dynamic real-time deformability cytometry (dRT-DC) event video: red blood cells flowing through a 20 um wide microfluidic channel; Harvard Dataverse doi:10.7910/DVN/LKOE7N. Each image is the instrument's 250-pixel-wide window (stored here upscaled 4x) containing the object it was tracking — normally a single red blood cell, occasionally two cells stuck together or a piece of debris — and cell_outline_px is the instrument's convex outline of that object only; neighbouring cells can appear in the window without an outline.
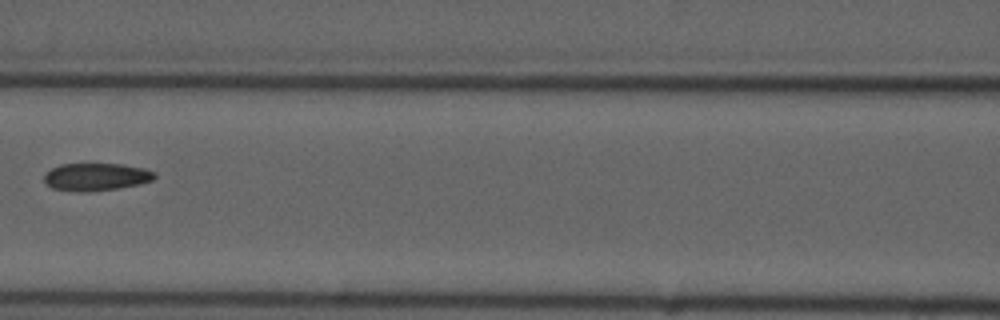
{"species": "common noctule bat (a hibernating species)", "species_latin": "Nyctalus noctula", "temperature_condition": "cold", "stored_images_in_passage": 4, "camera_frame_rate_fps": 3000, "um_per_image_px": 0.085, "animal": {"sex": "male", "forearm_length_mm": 52.5}, "frame": {"image": 1, "passage_image": 4, "time_ms": 3.667, "image_size_px": [1000, 320], "cell_outline_px": [[156, 176], [152, 180], [140, 184], [116, 188], [88, 192], [80, 192], [52, 188], [44, 180], [44, 176], [52, 168], [60, 164], [124, 164], [144, 168], [156, 172]], "centroid_in_image_um": [8.2, 15.03], "position_along_channel_um": 158.4, "area_um2": 17.69}}